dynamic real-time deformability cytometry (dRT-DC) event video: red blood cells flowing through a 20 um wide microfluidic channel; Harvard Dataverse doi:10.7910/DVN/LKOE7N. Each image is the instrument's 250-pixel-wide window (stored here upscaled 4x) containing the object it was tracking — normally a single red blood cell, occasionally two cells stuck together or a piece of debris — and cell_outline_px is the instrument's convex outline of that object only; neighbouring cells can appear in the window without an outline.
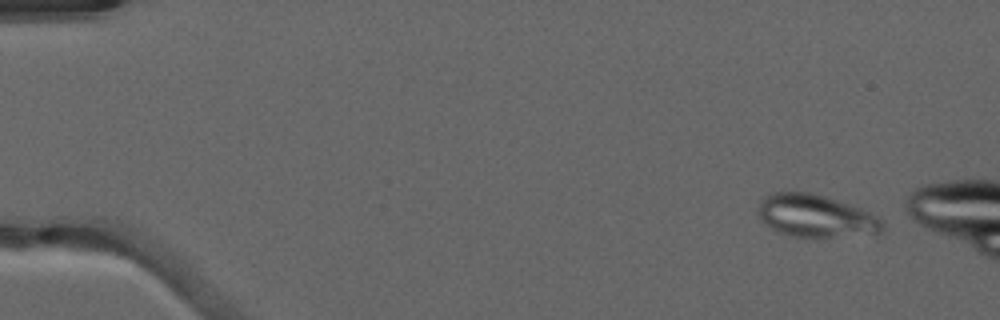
{"species": "common noctule bat (a hibernating species)", "species_latin": "Nyctalus noctula", "temperature_condition": "warm", "stored_images_in_passage": 13, "camera_frame_rate_fps": 3000, "um_per_image_px": 0.085, "animal": {"sex": "male", "forearm_length_mm": 52.5}, "frame": {"image": 1, "passage_image": 3, "time_ms": 0.667, "image_size_px": [1000, 320], "cell_outline_px": [[884, 228], [880, 232], [832, 236], [792, 236], [776, 232], [764, 224], [760, 220], [756, 212], [760, 200], [764, 196], [776, 192], [808, 192], [824, 196], [860, 208], [876, 216], [884, 224]], "centroid_in_image_um": [69.23, 18.34], "position_along_channel_um": 15.8, "area_um2": 30.4}}